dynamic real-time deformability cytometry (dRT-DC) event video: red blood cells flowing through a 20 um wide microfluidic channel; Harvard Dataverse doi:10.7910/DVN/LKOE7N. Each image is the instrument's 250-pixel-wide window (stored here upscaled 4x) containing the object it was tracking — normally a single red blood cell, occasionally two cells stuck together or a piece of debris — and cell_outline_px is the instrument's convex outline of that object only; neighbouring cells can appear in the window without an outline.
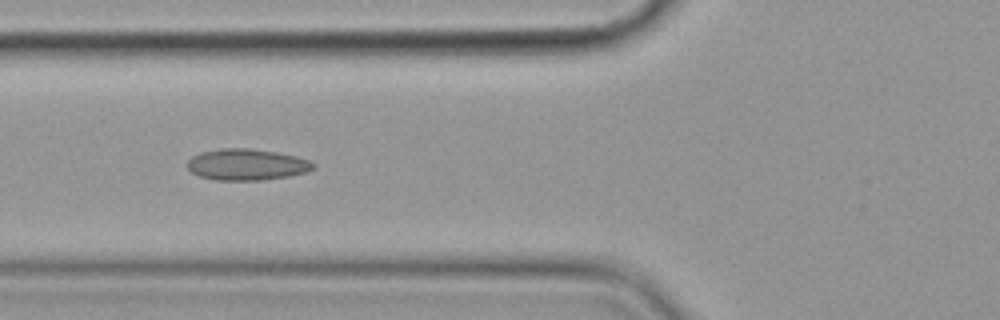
{"species": "common noctule bat (a hibernating species)", "species_latin": "Nyctalus noctula", "temperature_condition": "cold", "stored_images_in_passage": 8, "camera_frame_rate_fps": 3000, "um_per_image_px": 0.085, "animal": {"sex": "female", "body_mass_g": 19.9}, "frame": {"image": 1, "passage_image": 7, "time_ms": 7.0, "image_size_px": [1000, 320], "cell_outline_px": [[316, 168], [308, 172], [288, 176], [260, 180], [216, 180], [200, 176], [192, 172], [188, 168], [188, 160], [192, 156], [200, 152], [220, 148], [248, 148], [276, 152], [296, 156], [308, 160], [316, 164]], "centroid_in_image_um": [20.99, 13.98], "position_along_channel_um": 104.8, "area_um2": 23.0}}
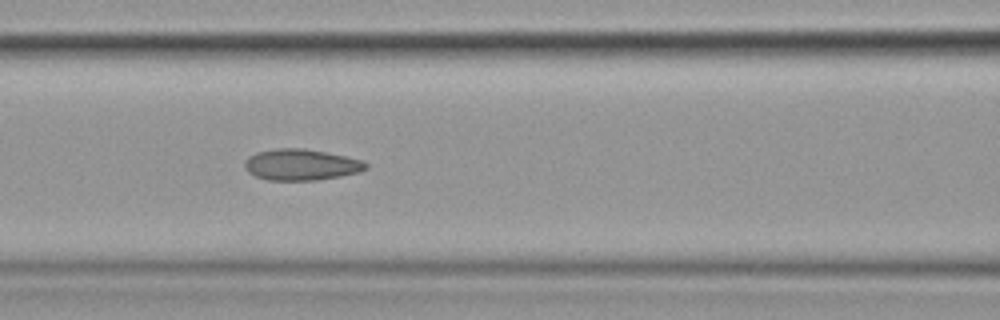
{"frame": {"image": 2, "passage_image": 8, "time_ms": 8.0, "image_size_px": [1000, 320], "cell_outline_px": [[368, 168], [360, 172], [340, 176], [316, 180], [268, 180], [256, 176], [248, 172], [244, 168], [244, 160], [248, 156], [256, 152], [276, 148], [304, 148], [344, 156], [360, 160], [368, 164]], "centroid_in_image_um": [25.55, 14.0], "position_along_channel_um": 141.0, "area_um2": 22.02}}